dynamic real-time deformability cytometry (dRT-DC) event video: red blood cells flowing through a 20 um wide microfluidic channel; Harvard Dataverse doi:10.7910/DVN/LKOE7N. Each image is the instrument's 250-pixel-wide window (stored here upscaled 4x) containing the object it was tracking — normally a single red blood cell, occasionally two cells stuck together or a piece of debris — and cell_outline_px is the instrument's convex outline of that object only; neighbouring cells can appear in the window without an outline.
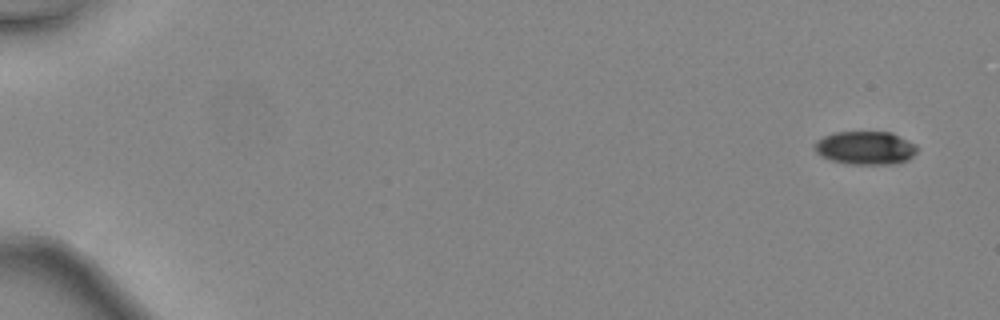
{"species": "common noctule bat (a hibernating species)", "species_latin": "Nyctalus noctula", "temperature_condition": "warm", "stored_images_in_passage": 46, "camera_frame_rate_fps": 3000, "um_per_image_px": 0.085, "animal": {"sex": "female", "body_mass_g": 24.6, "forearm_length_mm": 56.2}, "frame": {"image": 1, "passage_image": 1, "time_ms": 0.0, "image_size_px": [1000, 320], "cell_outline_px": [[916, 152], [908, 160], [900, 164], [848, 164], [832, 160], [820, 156], [812, 148], [812, 144], [816, 140], [824, 136], [836, 132], [892, 132], [916, 144]], "centroid_in_image_um": [73.54, 12.57], "position_along_channel_um": 11.5, "area_um2": 20.17}}
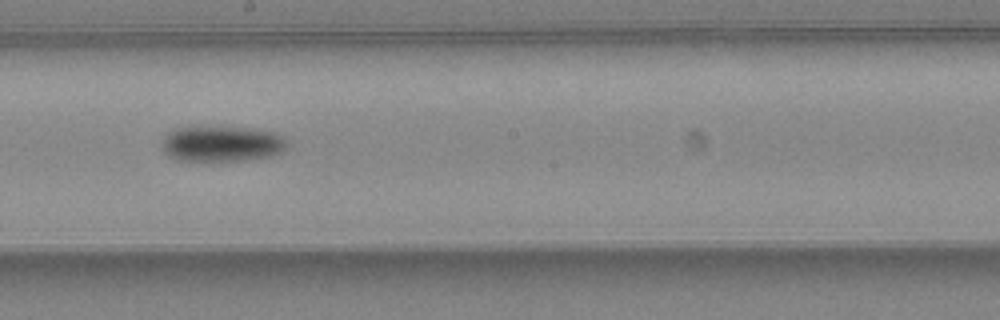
{"frame": {"image": 2, "passage_image": 27, "time_ms": 8.667, "image_size_px": [1000, 320], "cell_outline_px": [[288, 144], [280, 152], [272, 156], [208, 164], [180, 160], [168, 156], [164, 152], [164, 136], [168, 132], [176, 128], [252, 128], [276, 132], [284, 136], [288, 140]], "centroid_in_image_um": [18.88, 12.27], "position_along_channel_um": 229.3, "area_um2": 26.41}}
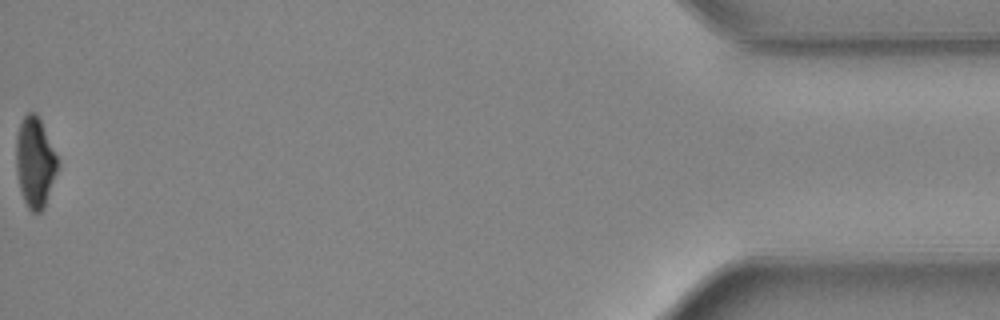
{"frame": {"image": 3, "passage_image": 46, "time_ms": 15.0, "image_size_px": [1000, 320], "cell_outline_px": [[56, 172], [44, 204], [40, 212], [32, 212], [28, 208], [24, 200], [20, 188], [16, 168], [16, 136], [20, 124], [24, 116], [28, 112], [36, 112], [40, 120], [56, 156]], "centroid_in_image_um": [2.93, 13.76], "position_along_channel_um": 432.3, "area_um2": 20.98}, "authors_computed_cell_mechanics": {"area_um2": 23.1778, "velocity_mm_per_s": 4.586, "shape_relaxation_time_tau1_ms": 2.8863, "shape_relaxation_time_tau2_ms": null, "deformation_change_tau1": 0.1382, "deformation_change_tau2": null}}